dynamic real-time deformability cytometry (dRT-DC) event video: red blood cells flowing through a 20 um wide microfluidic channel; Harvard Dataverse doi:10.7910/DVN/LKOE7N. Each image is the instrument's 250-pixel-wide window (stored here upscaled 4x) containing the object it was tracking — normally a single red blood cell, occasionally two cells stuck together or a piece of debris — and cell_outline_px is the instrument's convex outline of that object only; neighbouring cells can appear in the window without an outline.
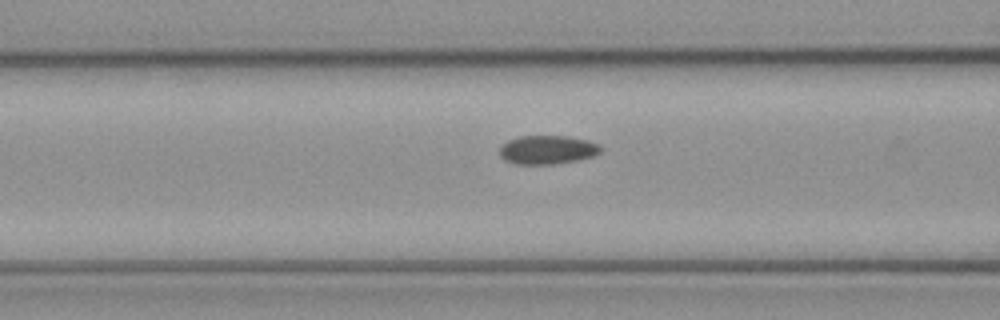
{"species": "common noctule bat (a hibernating species)", "species_latin": "Nyctalus noctula", "temperature_condition": "cold", "stored_images_in_passage": 16, "camera_frame_rate_fps": 3000, "um_per_image_px": 0.085, "animal": {"sex": "female", "body_mass_g": 21.9}, "frame": {"image": 1, "passage_image": 14, "time_ms": 4.333, "image_size_px": [1000, 320], "cell_outline_px": [[600, 152], [592, 156], [580, 160], [556, 164], [516, 164], [504, 160], [500, 156], [500, 148], [508, 140], [520, 136], [568, 136], [588, 140], [600, 144]], "centroid_in_image_um": [46.54, 12.73], "position_along_channel_um": 120.1, "area_um2": 16.99}}